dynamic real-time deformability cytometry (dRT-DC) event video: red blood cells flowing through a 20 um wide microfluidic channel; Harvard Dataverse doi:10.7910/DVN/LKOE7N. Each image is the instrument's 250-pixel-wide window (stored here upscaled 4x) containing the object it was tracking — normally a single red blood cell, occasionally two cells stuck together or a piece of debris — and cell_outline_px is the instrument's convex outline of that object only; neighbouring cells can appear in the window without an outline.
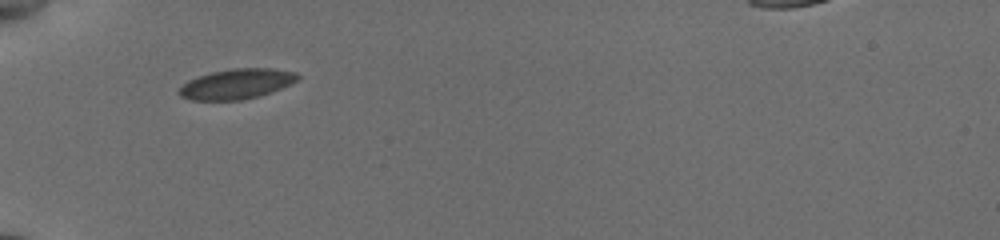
{"species": "common noctule bat (a hibernating species)", "species_latin": "Nyctalus noctula", "temperature_condition": "cold", "stored_images_in_passage": 36, "camera_frame_rate_fps": 3000, "um_per_image_px": 0.085, "animal": {"sex": "female", "body_mass_g": 19.5, "forearm_length_mm": 54.1}, "frame": {"image": 1, "passage_image": 1, "time_ms": 0.0, "image_size_px": [1000, 240], "cell_outline_px": [[300, 76], [292, 84], [260, 96], [240, 100], [188, 100], [180, 96], [176, 92], [188, 80], [212, 72], [232, 68], [272, 68], [296, 72]], "centroid_in_image_um": [20.11, 7.14], "position_along_channel_um": 64.9, "area_um2": 20.87}}
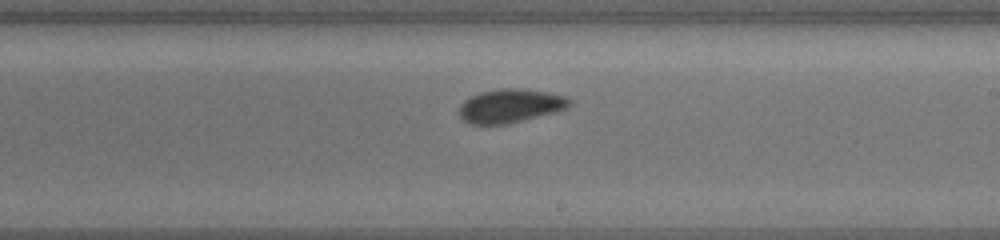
{"frame": {"image": 2, "passage_image": 16, "time_ms": 5.0, "image_size_px": [1000, 240], "cell_outline_px": [[572, 104], [568, 108], [556, 112], [508, 124], [472, 124], [464, 120], [456, 112], [460, 104], [464, 100], [480, 92], [500, 88], [524, 88], [548, 92], [564, 96], [572, 100]], "centroid_in_image_um": [43.38, 8.99], "position_along_channel_um": 245.6, "area_um2": 21.96}}
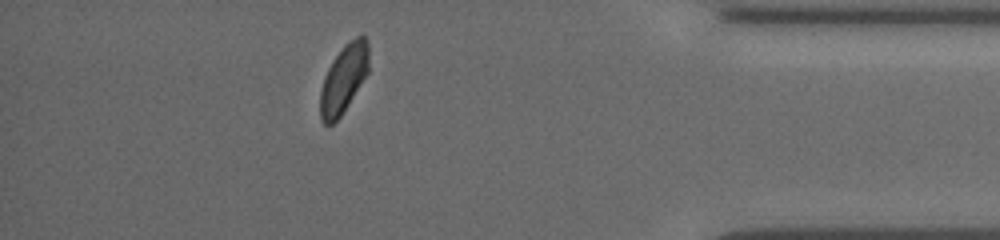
{"frame": {"image": 3, "passage_image": 31, "time_ms": 10.0, "image_size_px": [1000, 240], "cell_outline_px": [[368, 72], [348, 104], [340, 116], [332, 124], [324, 124], [320, 116], [320, 92], [324, 76], [332, 60], [344, 44], [356, 36], [364, 36], [368, 40]], "centroid_in_image_um": [29.2, 6.67], "position_along_channel_um": 406.0, "area_um2": 19.13}, "authors_computed_cell_mechanics": {"area_um2": 20.808, "velocity_mm_per_s": 3.7913, "shape_relaxation_time_tau1_ms": 2.1004, "shape_relaxation_time_tau2_ms": null, "deformation_change_tau1": 0.066, "deformation_change_tau2": null}}